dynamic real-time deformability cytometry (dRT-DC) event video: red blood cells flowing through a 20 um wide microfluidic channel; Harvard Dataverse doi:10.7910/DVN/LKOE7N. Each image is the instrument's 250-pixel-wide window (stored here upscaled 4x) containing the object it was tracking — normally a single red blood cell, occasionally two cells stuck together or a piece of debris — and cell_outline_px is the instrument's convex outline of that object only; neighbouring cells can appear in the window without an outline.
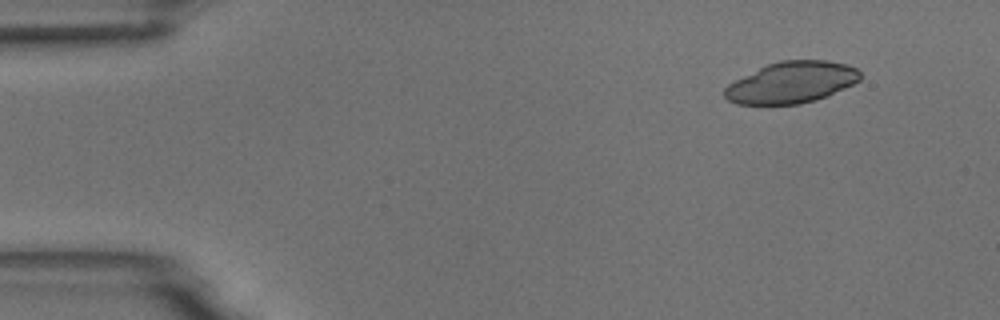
{"species": "common noctule bat (a hibernating species)", "species_latin": "Nyctalus noctula", "temperature_condition": "room temperature", "stored_images_in_passage": 4, "camera_frame_rate_fps": 3000, "um_per_image_px": 0.085, "animal": {"sex": "male", "body_mass_g": 18.8}, "frame": {"image": 1, "passage_image": 1, "time_ms": 0.0, "image_size_px": [1000, 320], "cell_outline_px": [[860, 80], [828, 96], [816, 100], [800, 104], [736, 104], [728, 100], [724, 96], [724, 88], [728, 84], [768, 64], [780, 60], [824, 60], [848, 64], [856, 68], [860, 72]], "centroid_in_image_um": [67.29, 7.01], "position_along_channel_um": 17.7, "area_um2": 32.54}}